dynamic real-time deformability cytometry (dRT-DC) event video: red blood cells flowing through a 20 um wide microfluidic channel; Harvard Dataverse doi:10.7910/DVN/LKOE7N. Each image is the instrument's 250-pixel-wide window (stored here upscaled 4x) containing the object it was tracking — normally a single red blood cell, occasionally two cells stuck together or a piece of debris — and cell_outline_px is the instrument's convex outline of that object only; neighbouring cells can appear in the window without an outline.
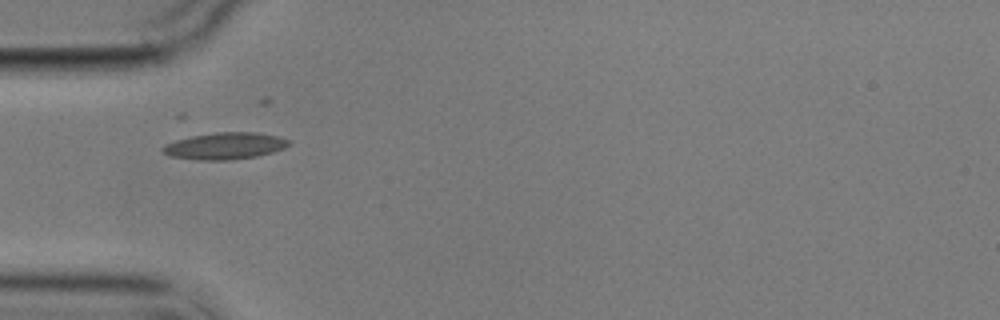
{"species": "common noctule bat (a hibernating species)", "species_latin": "Nyctalus noctula", "temperature_condition": "cold", "stored_images_in_passage": 6, "camera_frame_rate_fps": 3000, "um_per_image_px": 0.085, "animal": {"sex": "male", "body_mass_g": 17.9}, "frame": {"image": 1, "passage_image": 5, "time_ms": 4.667, "image_size_px": [1000, 320], "cell_outline_px": [[292, 144], [284, 148], [272, 152], [256, 156], [232, 160], [200, 160], [168, 156], [160, 152], [160, 148], [164, 144], [176, 140], [192, 136], [216, 132], [256, 132], [276, 136], [292, 140]], "centroid_in_image_um": [19.1, 12.4], "position_along_channel_um": 65.9, "area_um2": 19.88}}
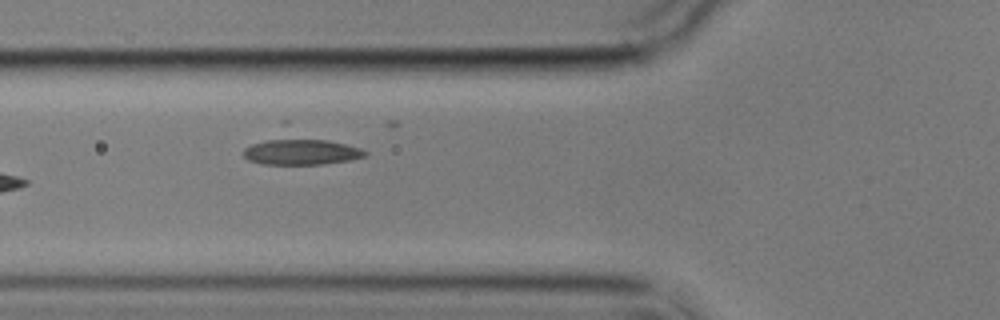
{"frame": {"image": 2, "passage_image": 6, "time_ms": 5.667, "image_size_px": [1000, 320], "cell_outline_px": [[368, 156], [352, 160], [320, 164], [260, 164], [248, 160], [244, 156], [244, 148], [252, 144], [284, 136], [288, 136], [328, 140], [360, 148], [368, 152]], "centroid_in_image_um": [25.61, 12.88], "position_along_channel_um": 100.2, "area_um2": 18.84}}